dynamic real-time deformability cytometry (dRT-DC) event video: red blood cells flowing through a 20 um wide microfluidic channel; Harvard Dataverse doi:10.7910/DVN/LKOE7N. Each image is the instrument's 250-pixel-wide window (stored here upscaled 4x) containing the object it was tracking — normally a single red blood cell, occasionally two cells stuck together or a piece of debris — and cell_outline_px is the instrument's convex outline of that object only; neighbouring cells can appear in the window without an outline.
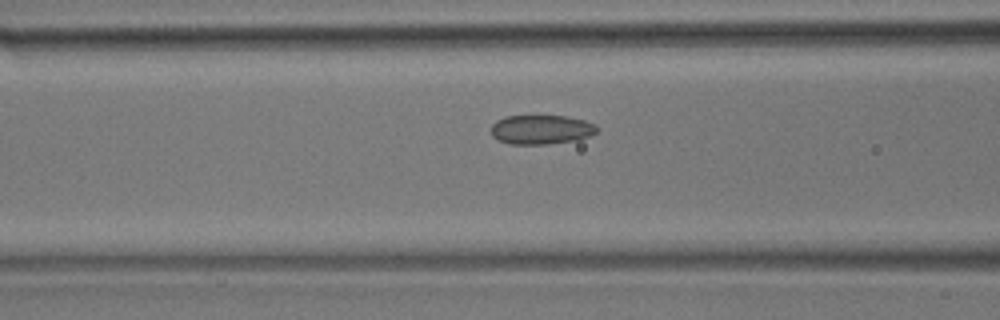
{"species": "common noctule bat (a hibernating species)", "species_latin": "Nyctalus noctula", "temperature_condition": "room temperature", "stored_images_in_passage": 14, "camera_frame_rate_fps": 3000, "um_per_image_px": 0.085, "animal": {"sex": "male", "body_mass_g": 17.9}, "frame": {"image": 1, "passage_image": 12, "time_ms": 3.667, "image_size_px": [1000, 320], "cell_outline_px": [[600, 128], [596, 132], [588, 136], [576, 140], [548, 144], [508, 144], [496, 140], [492, 136], [492, 124], [496, 120], [504, 116], [568, 116], [584, 120], [596, 124]], "centroid_in_image_um": [45.99, 11.01], "position_along_channel_um": 120.6, "area_um2": 18.26}}